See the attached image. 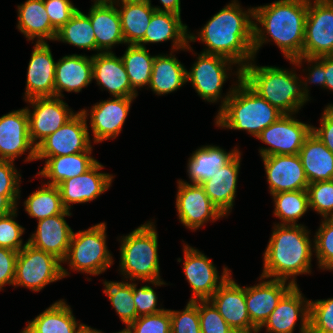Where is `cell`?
<instances>
[{"instance_id":"836d02e7","label":"cell","mask_w":333,"mask_h":333,"mask_svg":"<svg viewBox=\"0 0 333 333\" xmlns=\"http://www.w3.org/2000/svg\"><path fill=\"white\" fill-rule=\"evenodd\" d=\"M84 324H78L71 308L63 300L56 301L22 330L23 333H76Z\"/></svg>"},{"instance_id":"7bdbcfd3","label":"cell","mask_w":333,"mask_h":333,"mask_svg":"<svg viewBox=\"0 0 333 333\" xmlns=\"http://www.w3.org/2000/svg\"><path fill=\"white\" fill-rule=\"evenodd\" d=\"M309 208L323 218L333 217V180L319 181L308 185Z\"/></svg>"},{"instance_id":"7402d4cb","label":"cell","mask_w":333,"mask_h":333,"mask_svg":"<svg viewBox=\"0 0 333 333\" xmlns=\"http://www.w3.org/2000/svg\"><path fill=\"white\" fill-rule=\"evenodd\" d=\"M136 97H115L95 104L90 110L94 143L116 138L122 131L132 100Z\"/></svg>"},{"instance_id":"f5cc1de1","label":"cell","mask_w":333,"mask_h":333,"mask_svg":"<svg viewBox=\"0 0 333 333\" xmlns=\"http://www.w3.org/2000/svg\"><path fill=\"white\" fill-rule=\"evenodd\" d=\"M18 252L0 247V290L5 284L14 285Z\"/></svg>"},{"instance_id":"11a10c76","label":"cell","mask_w":333,"mask_h":333,"mask_svg":"<svg viewBox=\"0 0 333 333\" xmlns=\"http://www.w3.org/2000/svg\"><path fill=\"white\" fill-rule=\"evenodd\" d=\"M303 60H307L308 63H315V65L310 67L308 80H310L311 83H317L325 88L326 77L324 76V56L318 58L301 56L294 60H290V63L299 66L300 64H302L301 62Z\"/></svg>"},{"instance_id":"ab89813d","label":"cell","mask_w":333,"mask_h":333,"mask_svg":"<svg viewBox=\"0 0 333 333\" xmlns=\"http://www.w3.org/2000/svg\"><path fill=\"white\" fill-rule=\"evenodd\" d=\"M274 215L282 221L280 225H297L296 221L309 209L307 190H296L272 194Z\"/></svg>"},{"instance_id":"5bb4252c","label":"cell","mask_w":333,"mask_h":333,"mask_svg":"<svg viewBox=\"0 0 333 333\" xmlns=\"http://www.w3.org/2000/svg\"><path fill=\"white\" fill-rule=\"evenodd\" d=\"M197 59L192 69L186 72L187 82L192 83L202 99L214 103L222 98L221 90L228 78L227 70L235 63L225 57L206 53H201Z\"/></svg>"},{"instance_id":"8d00e7d4","label":"cell","mask_w":333,"mask_h":333,"mask_svg":"<svg viewBox=\"0 0 333 333\" xmlns=\"http://www.w3.org/2000/svg\"><path fill=\"white\" fill-rule=\"evenodd\" d=\"M155 56H151L145 46L128 45L121 60L126 69L132 89L149 85Z\"/></svg>"},{"instance_id":"52a82bcc","label":"cell","mask_w":333,"mask_h":333,"mask_svg":"<svg viewBox=\"0 0 333 333\" xmlns=\"http://www.w3.org/2000/svg\"><path fill=\"white\" fill-rule=\"evenodd\" d=\"M106 224L99 223L86 231L72 233L65 262L70 269L99 275L113 264L106 246ZM68 260V261H67Z\"/></svg>"},{"instance_id":"ee69618b","label":"cell","mask_w":333,"mask_h":333,"mask_svg":"<svg viewBox=\"0 0 333 333\" xmlns=\"http://www.w3.org/2000/svg\"><path fill=\"white\" fill-rule=\"evenodd\" d=\"M309 333H333V298L310 301Z\"/></svg>"},{"instance_id":"7c38bea8","label":"cell","mask_w":333,"mask_h":333,"mask_svg":"<svg viewBox=\"0 0 333 333\" xmlns=\"http://www.w3.org/2000/svg\"><path fill=\"white\" fill-rule=\"evenodd\" d=\"M26 101L34 108L32 112L28 107L26 110L29 137L35 147L75 115L61 97H36Z\"/></svg>"},{"instance_id":"30bf717a","label":"cell","mask_w":333,"mask_h":333,"mask_svg":"<svg viewBox=\"0 0 333 333\" xmlns=\"http://www.w3.org/2000/svg\"><path fill=\"white\" fill-rule=\"evenodd\" d=\"M88 110L83 109L41 141L35 150L36 157H56L85 152L91 147L88 126Z\"/></svg>"},{"instance_id":"be15d7a7","label":"cell","mask_w":333,"mask_h":333,"mask_svg":"<svg viewBox=\"0 0 333 333\" xmlns=\"http://www.w3.org/2000/svg\"><path fill=\"white\" fill-rule=\"evenodd\" d=\"M95 1H110V0H94V2H95Z\"/></svg>"},{"instance_id":"4fadbf2b","label":"cell","mask_w":333,"mask_h":333,"mask_svg":"<svg viewBox=\"0 0 333 333\" xmlns=\"http://www.w3.org/2000/svg\"><path fill=\"white\" fill-rule=\"evenodd\" d=\"M184 274L193 292L189 301L209 300L215 291L229 278L230 270L225 267L222 276L212 261L199 250L184 246ZM219 280V281H218Z\"/></svg>"},{"instance_id":"b9f144b4","label":"cell","mask_w":333,"mask_h":333,"mask_svg":"<svg viewBox=\"0 0 333 333\" xmlns=\"http://www.w3.org/2000/svg\"><path fill=\"white\" fill-rule=\"evenodd\" d=\"M320 225L313 241L318 265L333 270V217H325Z\"/></svg>"},{"instance_id":"e575fe53","label":"cell","mask_w":333,"mask_h":333,"mask_svg":"<svg viewBox=\"0 0 333 333\" xmlns=\"http://www.w3.org/2000/svg\"><path fill=\"white\" fill-rule=\"evenodd\" d=\"M186 72L184 65L172 55V51L170 56L157 55L148 87L157 95L174 92L187 82Z\"/></svg>"},{"instance_id":"44dd1931","label":"cell","mask_w":333,"mask_h":333,"mask_svg":"<svg viewBox=\"0 0 333 333\" xmlns=\"http://www.w3.org/2000/svg\"><path fill=\"white\" fill-rule=\"evenodd\" d=\"M55 69L48 43L36 42L28 65L25 100L55 96Z\"/></svg>"},{"instance_id":"ffe728a7","label":"cell","mask_w":333,"mask_h":333,"mask_svg":"<svg viewBox=\"0 0 333 333\" xmlns=\"http://www.w3.org/2000/svg\"><path fill=\"white\" fill-rule=\"evenodd\" d=\"M104 166L98 161L85 173L65 180L58 185L63 206L70 210L71 204L96 199L111 186L113 176L98 172Z\"/></svg>"},{"instance_id":"f546056e","label":"cell","mask_w":333,"mask_h":333,"mask_svg":"<svg viewBox=\"0 0 333 333\" xmlns=\"http://www.w3.org/2000/svg\"><path fill=\"white\" fill-rule=\"evenodd\" d=\"M92 147L85 152L56 157H36L38 159L47 158L45 166L38 173L42 177L51 179L48 185L58 186L61 182L79 176L88 171L97 160L90 156Z\"/></svg>"},{"instance_id":"83f0119b","label":"cell","mask_w":333,"mask_h":333,"mask_svg":"<svg viewBox=\"0 0 333 333\" xmlns=\"http://www.w3.org/2000/svg\"><path fill=\"white\" fill-rule=\"evenodd\" d=\"M92 71V56L72 54L59 59L55 69V96L64 97L63 90L80 92L92 81Z\"/></svg>"},{"instance_id":"4dcf8cb0","label":"cell","mask_w":333,"mask_h":333,"mask_svg":"<svg viewBox=\"0 0 333 333\" xmlns=\"http://www.w3.org/2000/svg\"><path fill=\"white\" fill-rule=\"evenodd\" d=\"M299 156L309 184L333 180V154L312 132L305 139Z\"/></svg>"},{"instance_id":"603a6c76","label":"cell","mask_w":333,"mask_h":333,"mask_svg":"<svg viewBox=\"0 0 333 333\" xmlns=\"http://www.w3.org/2000/svg\"><path fill=\"white\" fill-rule=\"evenodd\" d=\"M70 215V210H66L61 214L38 220L37 230L27 242L35 248L53 254L64 263L73 233L64 217Z\"/></svg>"},{"instance_id":"484cf974","label":"cell","mask_w":333,"mask_h":333,"mask_svg":"<svg viewBox=\"0 0 333 333\" xmlns=\"http://www.w3.org/2000/svg\"><path fill=\"white\" fill-rule=\"evenodd\" d=\"M114 5L112 1H95L87 15L93 27L99 53L111 52L110 49L115 44H125L120 15Z\"/></svg>"},{"instance_id":"9c48e42d","label":"cell","mask_w":333,"mask_h":333,"mask_svg":"<svg viewBox=\"0 0 333 333\" xmlns=\"http://www.w3.org/2000/svg\"><path fill=\"white\" fill-rule=\"evenodd\" d=\"M313 1L308 0L303 56H333V0Z\"/></svg>"},{"instance_id":"60d3db41","label":"cell","mask_w":333,"mask_h":333,"mask_svg":"<svg viewBox=\"0 0 333 333\" xmlns=\"http://www.w3.org/2000/svg\"><path fill=\"white\" fill-rule=\"evenodd\" d=\"M104 293L109 297L121 321L129 326L138 316L133 298V283L104 282Z\"/></svg>"},{"instance_id":"ba28073f","label":"cell","mask_w":333,"mask_h":333,"mask_svg":"<svg viewBox=\"0 0 333 333\" xmlns=\"http://www.w3.org/2000/svg\"><path fill=\"white\" fill-rule=\"evenodd\" d=\"M53 254L33 247L28 242L18 252L14 286H24L38 292L49 283L66 277L68 271Z\"/></svg>"},{"instance_id":"cb8c5ba5","label":"cell","mask_w":333,"mask_h":333,"mask_svg":"<svg viewBox=\"0 0 333 333\" xmlns=\"http://www.w3.org/2000/svg\"><path fill=\"white\" fill-rule=\"evenodd\" d=\"M286 282L270 279L255 286L245 287L246 307L251 323L257 329L264 324L282 297L294 286Z\"/></svg>"},{"instance_id":"bcb514c9","label":"cell","mask_w":333,"mask_h":333,"mask_svg":"<svg viewBox=\"0 0 333 333\" xmlns=\"http://www.w3.org/2000/svg\"><path fill=\"white\" fill-rule=\"evenodd\" d=\"M199 321L201 333H237L210 300H199Z\"/></svg>"},{"instance_id":"f1b7e54d","label":"cell","mask_w":333,"mask_h":333,"mask_svg":"<svg viewBox=\"0 0 333 333\" xmlns=\"http://www.w3.org/2000/svg\"><path fill=\"white\" fill-rule=\"evenodd\" d=\"M240 156L241 153L239 152L229 163L222 166L213 177L201 184L209 199L224 216L232 210L236 196Z\"/></svg>"},{"instance_id":"c3c4849f","label":"cell","mask_w":333,"mask_h":333,"mask_svg":"<svg viewBox=\"0 0 333 333\" xmlns=\"http://www.w3.org/2000/svg\"><path fill=\"white\" fill-rule=\"evenodd\" d=\"M16 210L0 217V247L19 252L25 246L20 238L25 229L14 221Z\"/></svg>"},{"instance_id":"1f68e13d","label":"cell","mask_w":333,"mask_h":333,"mask_svg":"<svg viewBox=\"0 0 333 333\" xmlns=\"http://www.w3.org/2000/svg\"><path fill=\"white\" fill-rule=\"evenodd\" d=\"M238 153L237 148L227 153L224 149L211 145L203 146L194 151L187 164V172L192 184L201 185L209 180Z\"/></svg>"},{"instance_id":"d590c367","label":"cell","mask_w":333,"mask_h":333,"mask_svg":"<svg viewBox=\"0 0 333 333\" xmlns=\"http://www.w3.org/2000/svg\"><path fill=\"white\" fill-rule=\"evenodd\" d=\"M118 9L121 29L128 45H137L143 39L152 14L156 11L150 1L121 3Z\"/></svg>"},{"instance_id":"816d5d0a","label":"cell","mask_w":333,"mask_h":333,"mask_svg":"<svg viewBox=\"0 0 333 333\" xmlns=\"http://www.w3.org/2000/svg\"><path fill=\"white\" fill-rule=\"evenodd\" d=\"M14 161L0 160V195H20V176Z\"/></svg>"},{"instance_id":"7a4b0ae2","label":"cell","mask_w":333,"mask_h":333,"mask_svg":"<svg viewBox=\"0 0 333 333\" xmlns=\"http://www.w3.org/2000/svg\"><path fill=\"white\" fill-rule=\"evenodd\" d=\"M307 10L308 0H278L254 7V19L263 27L259 28L254 22V56L262 44L269 41L266 35L271 37L289 61L303 56Z\"/></svg>"},{"instance_id":"5b68a950","label":"cell","mask_w":333,"mask_h":333,"mask_svg":"<svg viewBox=\"0 0 333 333\" xmlns=\"http://www.w3.org/2000/svg\"><path fill=\"white\" fill-rule=\"evenodd\" d=\"M242 79L283 114L293 115L309 100L307 82L302 83L292 71L250 62L242 69Z\"/></svg>"},{"instance_id":"8992f818","label":"cell","mask_w":333,"mask_h":333,"mask_svg":"<svg viewBox=\"0 0 333 333\" xmlns=\"http://www.w3.org/2000/svg\"><path fill=\"white\" fill-rule=\"evenodd\" d=\"M158 237L155 225L145 223L123 236L120 247V271L131 281L142 280L155 286L165 285L160 279ZM129 276V277H128Z\"/></svg>"},{"instance_id":"7dc6e473","label":"cell","mask_w":333,"mask_h":333,"mask_svg":"<svg viewBox=\"0 0 333 333\" xmlns=\"http://www.w3.org/2000/svg\"><path fill=\"white\" fill-rule=\"evenodd\" d=\"M126 329L130 333H171L170 310L140 316Z\"/></svg>"},{"instance_id":"f35d334b","label":"cell","mask_w":333,"mask_h":333,"mask_svg":"<svg viewBox=\"0 0 333 333\" xmlns=\"http://www.w3.org/2000/svg\"><path fill=\"white\" fill-rule=\"evenodd\" d=\"M25 211L38 220L65 212L58 186L44 184L24 202Z\"/></svg>"},{"instance_id":"db71d44e","label":"cell","mask_w":333,"mask_h":333,"mask_svg":"<svg viewBox=\"0 0 333 333\" xmlns=\"http://www.w3.org/2000/svg\"><path fill=\"white\" fill-rule=\"evenodd\" d=\"M320 128L312 127V133L321 140L333 154V107L327 106L320 119Z\"/></svg>"},{"instance_id":"f907efd6","label":"cell","mask_w":333,"mask_h":333,"mask_svg":"<svg viewBox=\"0 0 333 333\" xmlns=\"http://www.w3.org/2000/svg\"><path fill=\"white\" fill-rule=\"evenodd\" d=\"M136 286L133 283V298L138 317L156 314L165 310L163 308H156L158 298L151 286L145 285L139 289Z\"/></svg>"},{"instance_id":"277c9868","label":"cell","mask_w":333,"mask_h":333,"mask_svg":"<svg viewBox=\"0 0 333 333\" xmlns=\"http://www.w3.org/2000/svg\"><path fill=\"white\" fill-rule=\"evenodd\" d=\"M237 86L230 88L221 101L216 125L222 128L246 130L257 137L284 114L256 93L243 79L238 69Z\"/></svg>"},{"instance_id":"4316f807","label":"cell","mask_w":333,"mask_h":333,"mask_svg":"<svg viewBox=\"0 0 333 333\" xmlns=\"http://www.w3.org/2000/svg\"><path fill=\"white\" fill-rule=\"evenodd\" d=\"M198 37L188 34L187 26L181 21V16L169 12L155 11L152 14L144 39L138 44L158 43L173 40L172 50L190 49L189 42H195ZM181 48V49H180Z\"/></svg>"},{"instance_id":"74e56055","label":"cell","mask_w":333,"mask_h":333,"mask_svg":"<svg viewBox=\"0 0 333 333\" xmlns=\"http://www.w3.org/2000/svg\"><path fill=\"white\" fill-rule=\"evenodd\" d=\"M55 40L87 50H97V43L90 18L79 9L56 34Z\"/></svg>"},{"instance_id":"680465c9","label":"cell","mask_w":333,"mask_h":333,"mask_svg":"<svg viewBox=\"0 0 333 333\" xmlns=\"http://www.w3.org/2000/svg\"><path fill=\"white\" fill-rule=\"evenodd\" d=\"M151 2V0H149ZM163 4V9L158 7H154L156 11L159 12H169L173 14H178L181 16V7H180V0H160Z\"/></svg>"},{"instance_id":"3957f363","label":"cell","mask_w":333,"mask_h":333,"mask_svg":"<svg viewBox=\"0 0 333 333\" xmlns=\"http://www.w3.org/2000/svg\"><path fill=\"white\" fill-rule=\"evenodd\" d=\"M306 227L297 225L274 226L264 252L261 279L273 278L297 285L295 276L311 272L312 248ZM293 276V277H292Z\"/></svg>"},{"instance_id":"6f0895ef","label":"cell","mask_w":333,"mask_h":333,"mask_svg":"<svg viewBox=\"0 0 333 333\" xmlns=\"http://www.w3.org/2000/svg\"><path fill=\"white\" fill-rule=\"evenodd\" d=\"M325 88L333 91V56H324Z\"/></svg>"},{"instance_id":"2e32d148","label":"cell","mask_w":333,"mask_h":333,"mask_svg":"<svg viewBox=\"0 0 333 333\" xmlns=\"http://www.w3.org/2000/svg\"><path fill=\"white\" fill-rule=\"evenodd\" d=\"M29 151L25 161L36 160V147L29 137L26 108L12 111L0 117V160L14 161Z\"/></svg>"},{"instance_id":"8fae6325","label":"cell","mask_w":333,"mask_h":333,"mask_svg":"<svg viewBox=\"0 0 333 333\" xmlns=\"http://www.w3.org/2000/svg\"><path fill=\"white\" fill-rule=\"evenodd\" d=\"M312 127L297 121L291 114H284L256 137L271 146L260 148L261 157L299 154L305 139L312 132Z\"/></svg>"},{"instance_id":"e0dca14e","label":"cell","mask_w":333,"mask_h":333,"mask_svg":"<svg viewBox=\"0 0 333 333\" xmlns=\"http://www.w3.org/2000/svg\"><path fill=\"white\" fill-rule=\"evenodd\" d=\"M209 300L237 333H258V329L251 323L246 307L245 287H240L231 275Z\"/></svg>"},{"instance_id":"9f6ffc18","label":"cell","mask_w":333,"mask_h":333,"mask_svg":"<svg viewBox=\"0 0 333 333\" xmlns=\"http://www.w3.org/2000/svg\"><path fill=\"white\" fill-rule=\"evenodd\" d=\"M20 195H0V217L5 216L17 208V198Z\"/></svg>"},{"instance_id":"91938a15","label":"cell","mask_w":333,"mask_h":333,"mask_svg":"<svg viewBox=\"0 0 333 333\" xmlns=\"http://www.w3.org/2000/svg\"><path fill=\"white\" fill-rule=\"evenodd\" d=\"M76 333H102V332L96 329H92L90 326H86L84 324Z\"/></svg>"},{"instance_id":"d6a6232c","label":"cell","mask_w":333,"mask_h":333,"mask_svg":"<svg viewBox=\"0 0 333 333\" xmlns=\"http://www.w3.org/2000/svg\"><path fill=\"white\" fill-rule=\"evenodd\" d=\"M17 28L28 41L37 38V43L45 42L47 39L55 41L57 34L50 23L44 0H27L18 6Z\"/></svg>"},{"instance_id":"d6986e66","label":"cell","mask_w":333,"mask_h":333,"mask_svg":"<svg viewBox=\"0 0 333 333\" xmlns=\"http://www.w3.org/2000/svg\"><path fill=\"white\" fill-rule=\"evenodd\" d=\"M262 159L271 195L308 189L309 181L299 154L270 155Z\"/></svg>"},{"instance_id":"d4e9b609","label":"cell","mask_w":333,"mask_h":333,"mask_svg":"<svg viewBox=\"0 0 333 333\" xmlns=\"http://www.w3.org/2000/svg\"><path fill=\"white\" fill-rule=\"evenodd\" d=\"M92 79L108 90L113 97H136L138 94L132 89L121 57L112 52L92 55Z\"/></svg>"},{"instance_id":"6125c7cd","label":"cell","mask_w":333,"mask_h":333,"mask_svg":"<svg viewBox=\"0 0 333 333\" xmlns=\"http://www.w3.org/2000/svg\"><path fill=\"white\" fill-rule=\"evenodd\" d=\"M117 333H130L126 328H124L122 331L117 332Z\"/></svg>"},{"instance_id":"6da1fadb","label":"cell","mask_w":333,"mask_h":333,"mask_svg":"<svg viewBox=\"0 0 333 333\" xmlns=\"http://www.w3.org/2000/svg\"><path fill=\"white\" fill-rule=\"evenodd\" d=\"M252 20L254 8L243 12L239 3L236 0L232 1L212 16L199 32V39L208 47L202 53L225 57L235 65L239 64V69L242 70L255 59Z\"/></svg>"},{"instance_id":"9a60e30c","label":"cell","mask_w":333,"mask_h":333,"mask_svg":"<svg viewBox=\"0 0 333 333\" xmlns=\"http://www.w3.org/2000/svg\"><path fill=\"white\" fill-rule=\"evenodd\" d=\"M176 208L181 223L193 230L199 229L210 219L216 221L224 216L201 185L182 180L178 181Z\"/></svg>"},{"instance_id":"f6af8a7d","label":"cell","mask_w":333,"mask_h":333,"mask_svg":"<svg viewBox=\"0 0 333 333\" xmlns=\"http://www.w3.org/2000/svg\"><path fill=\"white\" fill-rule=\"evenodd\" d=\"M171 333H201L199 300L189 301L183 311L170 310Z\"/></svg>"},{"instance_id":"94428289","label":"cell","mask_w":333,"mask_h":333,"mask_svg":"<svg viewBox=\"0 0 333 333\" xmlns=\"http://www.w3.org/2000/svg\"><path fill=\"white\" fill-rule=\"evenodd\" d=\"M110 1H112V2H114L115 4H116V2H117V4L119 3V1H121V3H126V2H144V1H149V0H110Z\"/></svg>"},{"instance_id":"ac0fdd59","label":"cell","mask_w":333,"mask_h":333,"mask_svg":"<svg viewBox=\"0 0 333 333\" xmlns=\"http://www.w3.org/2000/svg\"><path fill=\"white\" fill-rule=\"evenodd\" d=\"M301 315V316H300ZM310 300H305L298 285L293 286L280 300L264 324L267 333H293L298 317L300 333H309Z\"/></svg>"},{"instance_id":"681fc988","label":"cell","mask_w":333,"mask_h":333,"mask_svg":"<svg viewBox=\"0 0 333 333\" xmlns=\"http://www.w3.org/2000/svg\"><path fill=\"white\" fill-rule=\"evenodd\" d=\"M44 6L52 27L58 31L76 13L70 0H44Z\"/></svg>"}]
</instances>
